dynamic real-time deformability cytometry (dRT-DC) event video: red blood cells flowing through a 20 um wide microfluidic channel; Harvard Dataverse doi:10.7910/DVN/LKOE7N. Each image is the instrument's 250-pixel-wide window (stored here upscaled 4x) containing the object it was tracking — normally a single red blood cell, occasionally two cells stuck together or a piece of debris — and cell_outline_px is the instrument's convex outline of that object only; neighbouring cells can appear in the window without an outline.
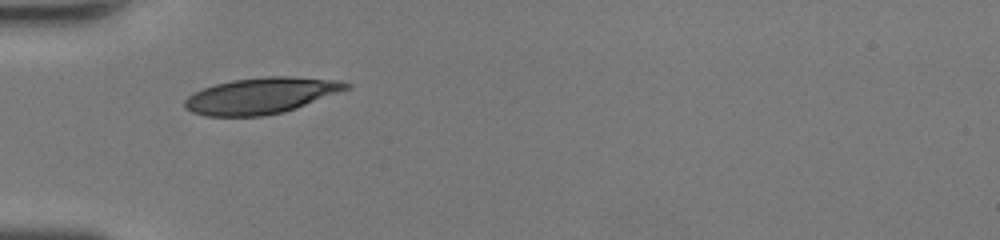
{"species": "human", "species_latin": "Homo sapiens", "temperature_condition": "room temperature", "stored_images_in_passage": 33, "camera_frame_rate_fps": 3000, "um_per_image_px": 0.085, "donor": {"sex": "female"}, "frame": {"image": 1, "passage_image": 1, "time_ms": 0.0, "image_size_px": [1000, 240], "cell_outline_px": [[352, 88], [296, 108], [284, 112], [264, 116], [204, 116], [192, 112], [184, 108], [184, 100], [192, 92], [216, 84], [232, 80], [264, 76], [292, 76], [340, 80], [352, 84]], "centroid_in_image_um": [22.22, 8.12], "position_along_channel_um": 62.8, "area_um2": 34.33}}
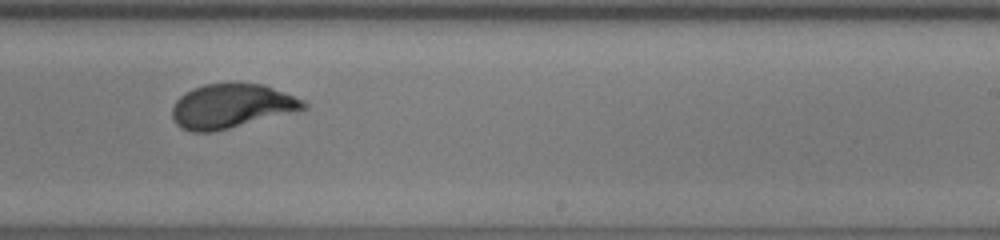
{"frame": {"image": 2, "passage_image": 16, "time_ms": 5.0, "image_size_px": [1000, 240], "cell_outline_px": [[308, 108], [296, 112], [212, 132], [192, 132], [180, 128], [176, 124], [172, 116], [172, 108], [176, 100], [180, 96], [192, 88], [204, 84], [264, 84], [304, 100], [308, 104]], "centroid_in_image_um": [19.68, 9.03], "position_along_channel_um": 269.3, "area_um2": 33.81}}
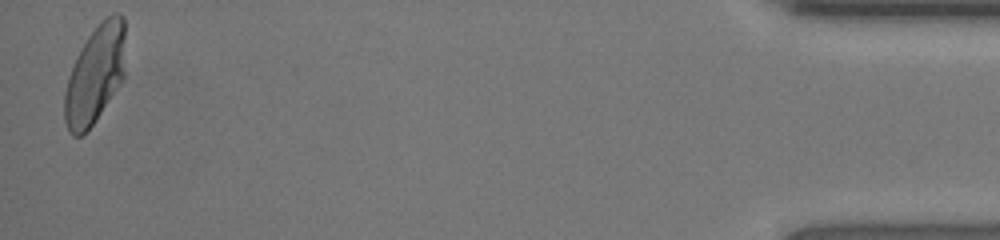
{"frame": {"image": 3, "passage_image": 33, "time_ms": 10.667, "image_size_px": [1000, 240], "cell_outline_px": [[124, 76], [92, 124], [80, 136], [72, 136], [68, 132], [64, 120], [64, 92], [68, 76], [76, 56], [88, 36], [100, 20], [116, 12], [124, 16]], "centroid_in_image_um": [8.05, 6.31], "position_along_channel_um": 427.1, "area_um2": 34.45}, "authors_computed_cell_mechanics": {"area_um2": 34.3332, "velocity_mm_per_s": 4.2563, "shape_relaxation_time_tau1_ms": 4.1259, "shape_relaxation_time_tau2_ms": null, "deformation_change_tau1": 0.1932, "deformation_change_tau2": null}}